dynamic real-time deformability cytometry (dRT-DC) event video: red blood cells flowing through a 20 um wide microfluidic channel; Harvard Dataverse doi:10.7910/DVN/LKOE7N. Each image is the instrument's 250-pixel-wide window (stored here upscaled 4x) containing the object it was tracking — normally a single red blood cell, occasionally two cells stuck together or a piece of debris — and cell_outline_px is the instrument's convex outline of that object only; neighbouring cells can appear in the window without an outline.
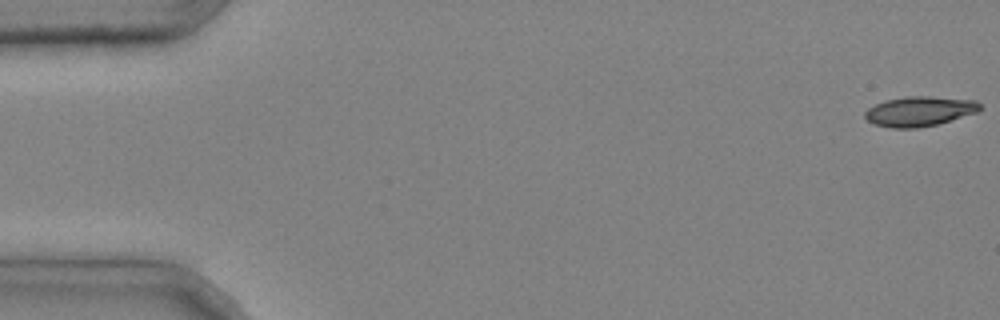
{"species": "common noctule bat (a hibernating species)", "species_latin": "Nyctalus noctula", "temperature_condition": "cold", "stored_images_in_passage": 4, "camera_frame_rate_fps": 3000, "um_per_image_px": 0.085, "animal": {"sex": "male", "body_mass_g": 20.4}, "frame": {"image": 1, "passage_image": 1, "time_ms": 0.0, "image_size_px": [1000, 320], "cell_outline_px": [[980, 108], [976, 112], [936, 124], [916, 128], [892, 128], [876, 124], [868, 120], [864, 116], [864, 112], [868, 108], [884, 100], [904, 96], [932, 96], [976, 100], [980, 104]], "centroid_in_image_um": [78.12, 9.44], "position_along_channel_um": 6.9, "area_um2": 19.83}}